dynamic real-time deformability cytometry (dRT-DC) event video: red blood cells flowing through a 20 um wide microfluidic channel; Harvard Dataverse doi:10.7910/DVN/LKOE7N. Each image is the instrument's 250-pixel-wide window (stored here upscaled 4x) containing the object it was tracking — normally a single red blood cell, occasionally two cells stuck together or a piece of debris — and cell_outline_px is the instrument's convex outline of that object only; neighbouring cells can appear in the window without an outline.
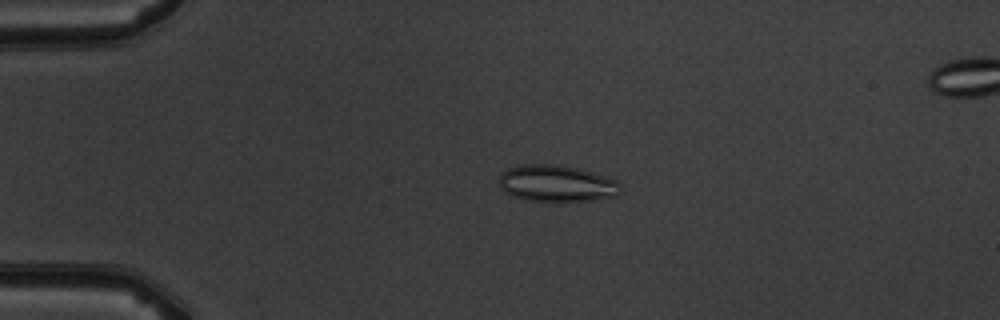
{"species": "common noctule bat (a hibernating species)", "species_latin": "Nyctalus noctula", "temperature_condition": "warm", "stored_images_in_passage": 6, "camera_frame_rate_fps": 3000, "um_per_image_px": 0.085, "animal": {"sex": "male", "body_mass_g": 19.5, "forearm_length_mm": 54.6}, "frame": {"image": 1, "passage_image": 4, "time_ms": 3.333, "image_size_px": [1000, 320], "cell_outline_px": [[620, 192], [616, 196], [592, 200], [560, 204], [556, 204], [524, 200], [512, 196], [504, 192], [500, 188], [500, 176], [508, 168], [520, 164], [556, 164], [576, 168], [604, 176], [616, 180], [620, 184]], "centroid_in_image_um": [47.29, 15.64], "position_along_channel_um": 37.7, "area_um2": 26.65}}